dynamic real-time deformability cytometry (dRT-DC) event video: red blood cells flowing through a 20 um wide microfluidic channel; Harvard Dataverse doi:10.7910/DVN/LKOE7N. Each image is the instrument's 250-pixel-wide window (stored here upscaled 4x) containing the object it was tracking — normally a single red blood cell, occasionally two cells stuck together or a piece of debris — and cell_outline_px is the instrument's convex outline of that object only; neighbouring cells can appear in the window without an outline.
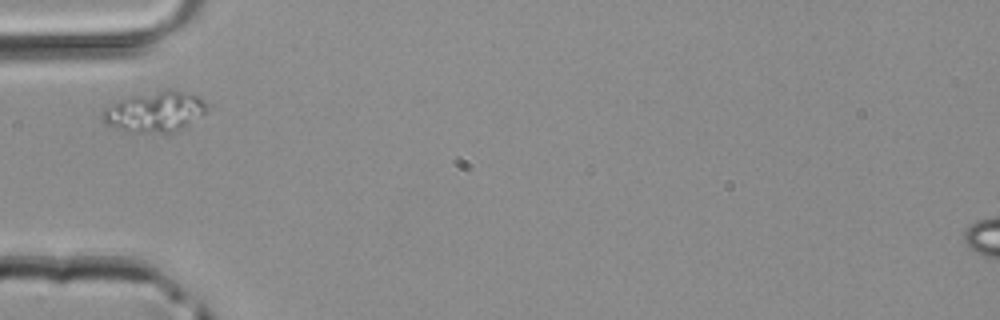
{"species": "common noctule bat (a hibernating species)", "species_latin": "Nyctalus noctula", "temperature_condition": "room temperature", "stored_images_in_passage": 1, "camera_frame_rate_fps": 3000, "um_per_image_px": 0.085, "animal": {"sex": "male", "body_mass_g": 20.4}, "frame": {"image": 1, "passage_image": 1, "time_ms": 0.0, "image_size_px": [1000, 320], "cell_outline_px": [[208, 112], [184, 128], [176, 132], [132, 132], [104, 124], [100, 116], [104, 112], [124, 96], [164, 88], [168, 88], [196, 96], [208, 104]], "centroid_in_image_um": [13.2, 9.48], "position_along_channel_um": 71.8, "area_um2": 24.91}}